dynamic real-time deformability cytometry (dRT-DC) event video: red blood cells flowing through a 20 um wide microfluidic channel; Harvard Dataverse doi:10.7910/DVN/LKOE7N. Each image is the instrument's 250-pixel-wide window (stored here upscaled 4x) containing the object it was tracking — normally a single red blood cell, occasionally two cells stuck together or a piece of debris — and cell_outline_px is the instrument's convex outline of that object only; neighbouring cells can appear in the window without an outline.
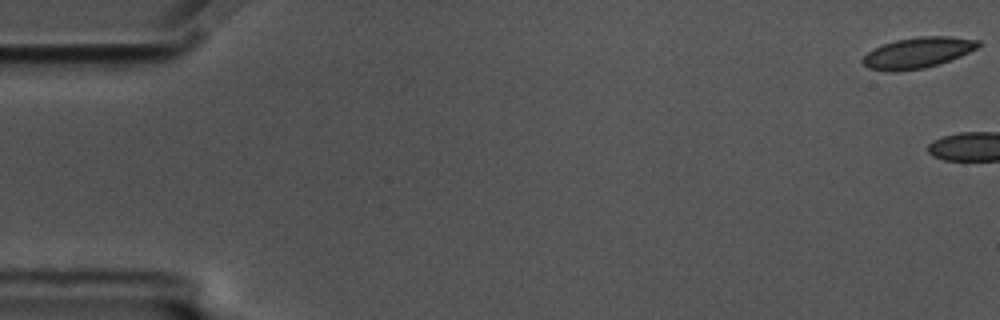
{"species": "common noctule bat (a hibernating species)", "species_latin": "Nyctalus noctula", "temperature_condition": "cold", "stored_images_in_passage": 4, "camera_frame_rate_fps": 3000, "um_per_image_px": 0.085, "animal": {"sex": "male", "body_mass_g": 17.5, "forearm_length_mm": 52.3}, "frame": {"image": 1, "passage_image": 1, "time_ms": 0.0, "image_size_px": [1000, 320], "cell_outline_px": [[980, 44], [976, 48], [960, 56], [924, 68], [896, 72], [892, 72], [868, 68], [860, 60], [868, 52], [884, 44], [896, 40], [920, 36], [948, 36], [980, 40]], "centroid_in_image_um": [77.98, 4.48], "position_along_channel_um": 7.0, "area_um2": 20.46}}